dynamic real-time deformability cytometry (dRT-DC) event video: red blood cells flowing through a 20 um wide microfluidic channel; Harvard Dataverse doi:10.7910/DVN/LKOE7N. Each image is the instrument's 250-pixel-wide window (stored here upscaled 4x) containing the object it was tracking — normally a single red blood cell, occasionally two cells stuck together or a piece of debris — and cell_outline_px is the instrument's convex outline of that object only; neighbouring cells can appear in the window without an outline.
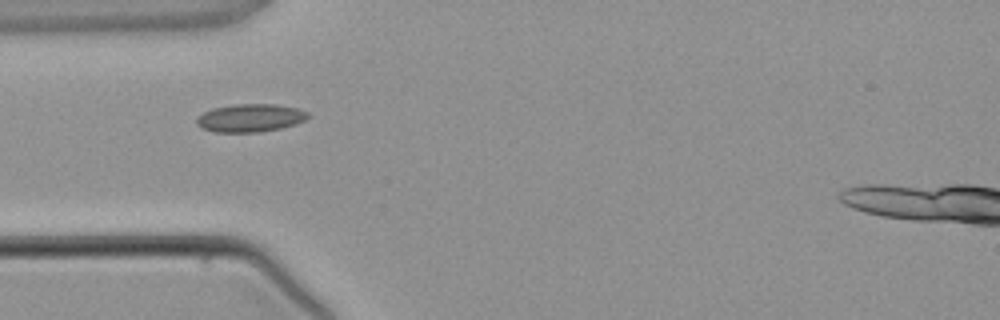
{"species": "common noctule bat (a hibernating species)", "species_latin": "Nyctalus noctula", "temperature_condition": "warm", "stored_images_in_passage": 2, "camera_frame_rate_fps": 3000, "um_per_image_px": 0.085, "animal": {"sex": "male", "body_mass_g": 21.5, "forearm_length_mm": 52.0}, "frame": {"image": 1, "passage_image": 1, "time_ms": 0.0, "image_size_px": [1000, 320], "cell_outline_px": [[308, 116], [304, 120], [296, 124], [280, 128], [260, 132], [216, 132], [200, 128], [196, 124], [196, 116], [212, 108], [236, 104], [276, 104], [296, 108], [308, 112]], "centroid_in_image_um": [21.22, 10.02], "position_along_channel_um": 63.8, "area_um2": 18.21}}
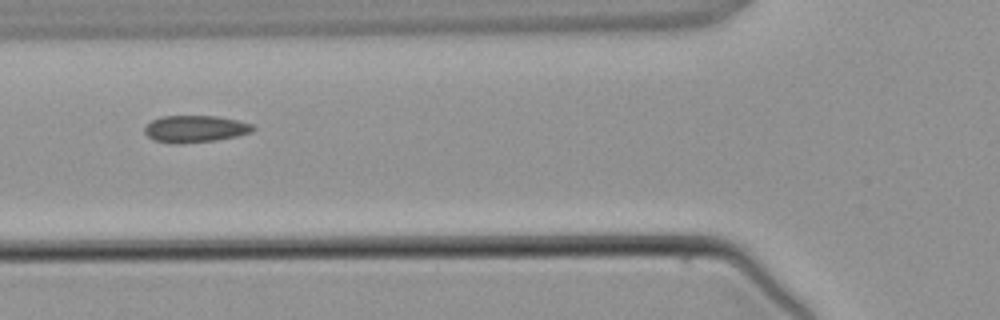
{"frame": {"image": 2, "passage_image": 2, "time_ms": 1.0, "image_size_px": [1000, 320], "cell_outline_px": [[256, 128], [252, 132], [236, 136], [216, 140], [180, 144], [176, 144], [152, 140], [144, 132], [144, 128], [152, 120], [160, 116], [216, 116], [236, 120], [252, 124]], "centroid_in_image_um": [16.57, 10.96], "position_along_channel_um": 109.2, "area_um2": 17.05}}